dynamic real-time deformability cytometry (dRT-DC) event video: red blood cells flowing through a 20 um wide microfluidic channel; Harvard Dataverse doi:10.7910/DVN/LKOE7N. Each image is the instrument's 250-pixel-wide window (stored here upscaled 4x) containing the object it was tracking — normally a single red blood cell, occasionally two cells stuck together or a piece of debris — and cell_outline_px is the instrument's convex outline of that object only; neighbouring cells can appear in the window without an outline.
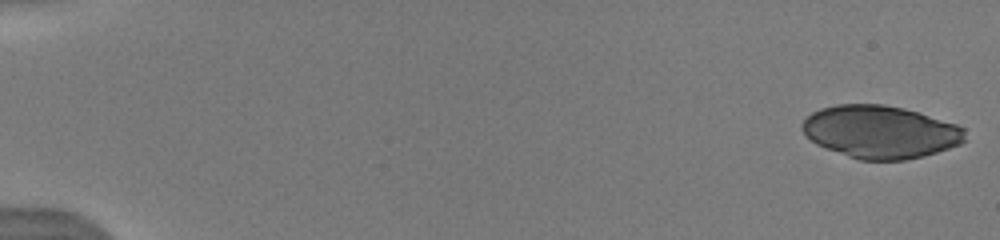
{"species": "human", "species_latin": "Homo sapiens", "temperature_condition": "warm", "stored_images_in_passage": 48, "segment_of_instrument_passage": [1, 2], "camera_frame_rate_fps": 3000, "um_per_image_px": 0.085, "donor": {"sex": "male"}, "frame": {"image": 1, "passage_image": 1, "time_ms": 0.0, "image_size_px": [1000, 240], "cell_outline_px": [[964, 140], [960, 144], [924, 156], [904, 160], [860, 160], [848, 156], [816, 144], [800, 128], [800, 124], [812, 112], [820, 108], [836, 104], [884, 104], [904, 108], [956, 124], [964, 128]], "centroid_in_image_um": [74.8, 11.2], "position_along_channel_um": 10.2, "area_um2": 49.82}}
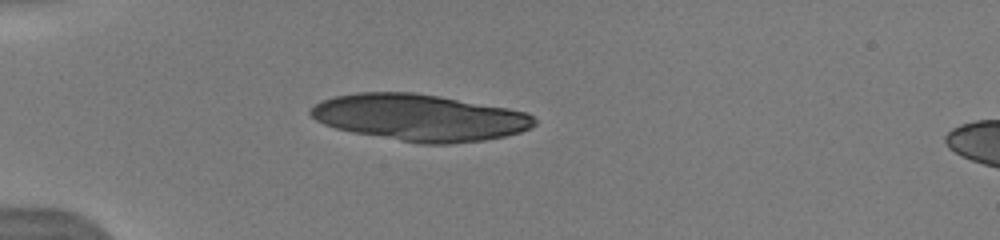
{"frame": {"image": 2, "passage_image": 14, "time_ms": 4.667, "image_size_px": [1000, 240], "cell_outline_px": [[536, 124], [532, 128], [520, 132], [504, 136], [484, 140], [448, 144], [420, 144], [352, 132], [336, 128], [324, 124], [316, 120], [308, 112], [320, 100], [336, 96], [356, 92], [412, 92], [440, 96], [508, 108], [528, 112], [536, 120]], "centroid_in_image_um": [35.68, 9.99], "position_along_channel_um": 49.3, "area_um2": 60.86}}